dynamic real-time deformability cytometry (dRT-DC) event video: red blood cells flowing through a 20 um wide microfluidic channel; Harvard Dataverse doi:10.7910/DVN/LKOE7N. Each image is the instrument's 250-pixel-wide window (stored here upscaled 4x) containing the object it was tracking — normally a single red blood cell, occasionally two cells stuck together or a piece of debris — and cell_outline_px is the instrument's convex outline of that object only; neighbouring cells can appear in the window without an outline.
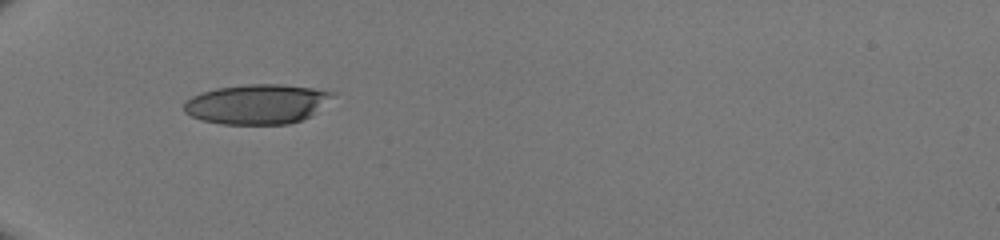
{"species": "human", "species_latin": "Homo sapiens", "temperature_condition": "room temperature", "stored_images_in_passage": 32, "camera_frame_rate_fps": 3000, "um_per_image_px": 0.085, "donor": {"sex": "male"}, "frame": {"image": 1, "passage_image": 1, "time_ms": 0.0, "image_size_px": [1000, 240], "cell_outline_px": [[336, 96], [312, 116], [288, 124], [220, 124], [200, 120], [184, 112], [184, 104], [192, 96], [200, 92], [216, 88], [244, 84], [280, 84], [312, 88], [336, 92]], "centroid_in_image_um": [21.88, 8.84], "position_along_channel_um": 63.1, "area_um2": 34.8}}
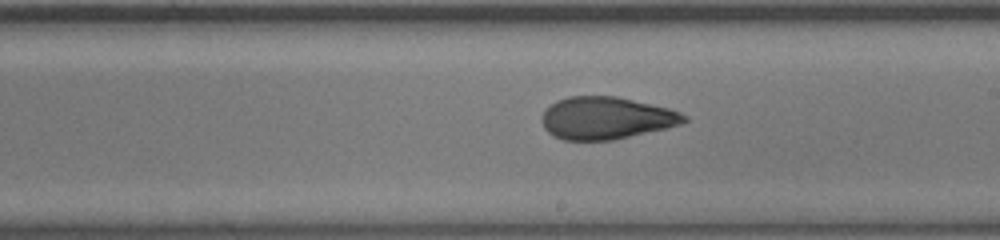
{"frame": {"image": 2, "passage_image": 14, "time_ms": 4.333, "image_size_px": [1000, 240], "cell_outline_px": [[688, 120], [680, 124], [664, 128], [612, 140], [564, 140], [552, 136], [544, 128], [540, 120], [544, 112], [556, 100], [568, 96], [616, 96], [668, 108], [680, 112], [688, 116]], "centroid_in_image_um": [51.49, 10.03], "position_along_channel_um": 237.5, "area_um2": 34.91}}
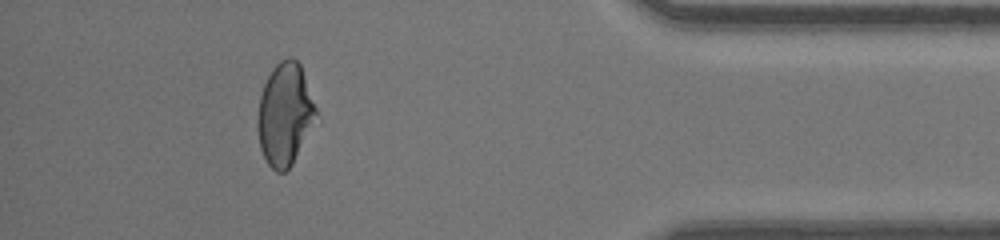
{"frame": {"image": 3, "passage_image": 28, "time_ms": 9.0, "image_size_px": [1000, 240], "cell_outline_px": [[320, 116], [292, 164], [284, 172], [276, 172], [268, 164], [260, 148], [256, 128], [256, 120], [260, 96], [264, 84], [272, 68], [280, 60], [288, 56], [292, 56], [300, 64]], "centroid_in_image_um": [24.23, 9.71], "position_along_channel_um": 411.0, "area_um2": 35.43}}